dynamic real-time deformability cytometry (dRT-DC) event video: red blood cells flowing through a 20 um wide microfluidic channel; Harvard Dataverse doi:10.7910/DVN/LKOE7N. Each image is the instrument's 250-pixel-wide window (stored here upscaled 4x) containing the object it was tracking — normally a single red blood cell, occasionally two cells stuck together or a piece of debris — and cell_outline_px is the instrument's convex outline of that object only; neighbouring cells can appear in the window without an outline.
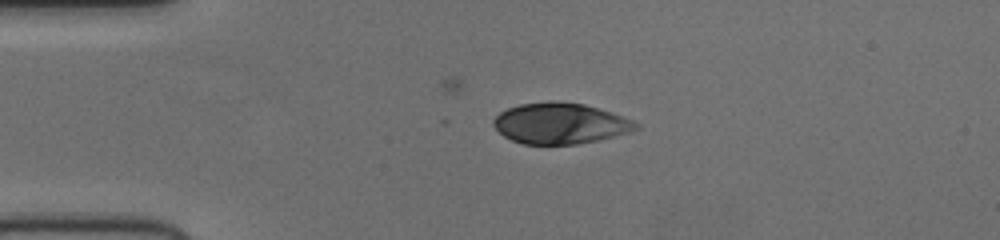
{"species": "human", "species_latin": "Homo sapiens", "temperature_condition": "cold", "stored_images_in_passage": 41, "camera_frame_rate_fps": 3000, "um_per_image_px": 0.085, "donor": {"sex": "female"}, "frame": {"image": 1, "passage_image": 1, "time_ms": 0.0, "image_size_px": [1000, 240], "cell_outline_px": [[640, 128], [632, 132], [596, 140], [576, 144], [524, 144], [512, 140], [504, 136], [492, 124], [492, 120], [500, 112], [508, 108], [520, 104], [556, 100], [584, 104], [612, 112], [632, 120], [640, 124]], "centroid_in_image_um": [47.63, 10.48], "position_along_channel_um": 37.4, "area_um2": 33.99}}
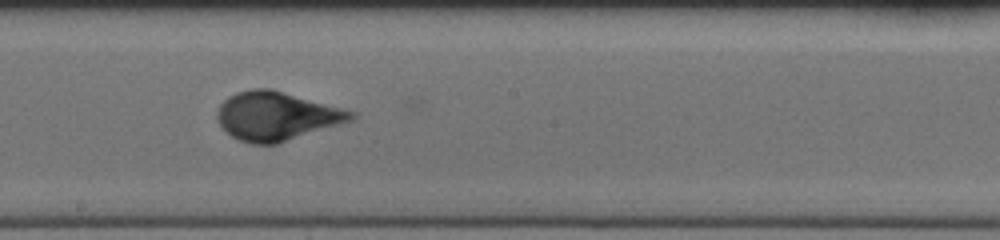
{"frame": {"image": 2, "passage_image": 18, "time_ms": 5.667, "image_size_px": [1000, 240], "cell_outline_px": [[356, 116], [352, 120], [340, 124], [276, 144], [252, 144], [240, 140], [232, 136], [220, 124], [216, 116], [216, 112], [220, 104], [228, 96], [236, 92], [252, 88], [272, 88], [344, 108], [356, 112]], "centroid_in_image_um": [23.51, 9.84], "position_along_channel_um": 224.7, "area_um2": 37.97}}
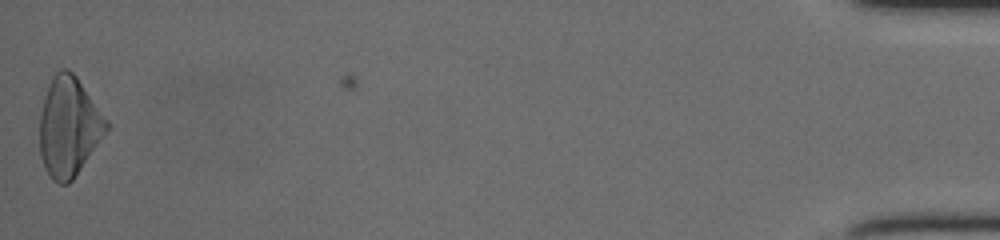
{"frame": {"image": 3, "passage_image": 41, "time_ms": 13.333, "image_size_px": [1000, 240], "cell_outline_px": [[112, 124], [72, 180], [68, 184], [60, 184], [52, 180], [44, 168], [40, 156], [40, 116], [48, 84], [52, 76], [60, 68], [68, 68], [76, 76]], "centroid_in_image_um": [5.86, 10.76], "position_along_channel_um": 429.3, "area_um2": 38.73}}